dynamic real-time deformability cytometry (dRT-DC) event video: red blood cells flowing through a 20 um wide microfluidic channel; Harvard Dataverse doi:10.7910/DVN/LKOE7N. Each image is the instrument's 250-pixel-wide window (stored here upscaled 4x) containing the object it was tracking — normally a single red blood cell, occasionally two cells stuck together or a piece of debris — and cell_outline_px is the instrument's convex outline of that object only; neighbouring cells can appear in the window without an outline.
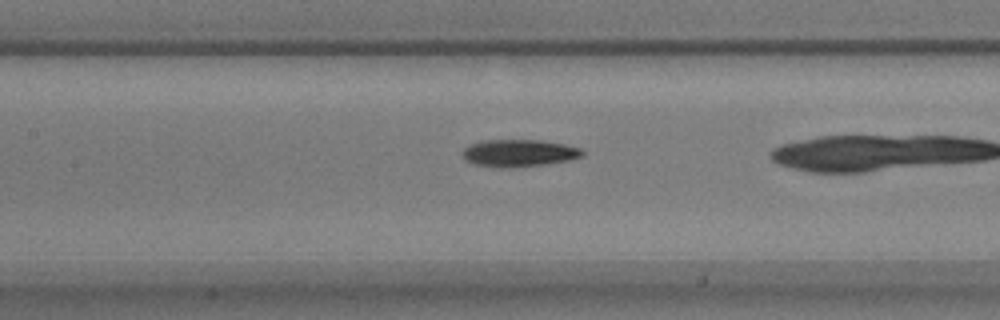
{"species": "common noctule bat (a hibernating species)", "species_latin": "Nyctalus noctula", "temperature_condition": "warm", "stored_images_in_passage": 33, "camera_frame_rate_fps": 3000, "um_per_image_px": 0.085, "animal": {"sex": "male", "body_mass_g": 17.9}, "frame": {"image": 1, "passage_image": 15, "time_ms": 4.667, "image_size_px": [1000, 320], "cell_outline_px": [[584, 156], [572, 160], [544, 164], [512, 168], [500, 168], [476, 164], [464, 160], [460, 152], [468, 144], [480, 140], [540, 140], [564, 144], [580, 148], [584, 152]], "centroid_in_image_um": [44.08, 13.01], "position_along_channel_um": 163.3, "area_um2": 19.36}}